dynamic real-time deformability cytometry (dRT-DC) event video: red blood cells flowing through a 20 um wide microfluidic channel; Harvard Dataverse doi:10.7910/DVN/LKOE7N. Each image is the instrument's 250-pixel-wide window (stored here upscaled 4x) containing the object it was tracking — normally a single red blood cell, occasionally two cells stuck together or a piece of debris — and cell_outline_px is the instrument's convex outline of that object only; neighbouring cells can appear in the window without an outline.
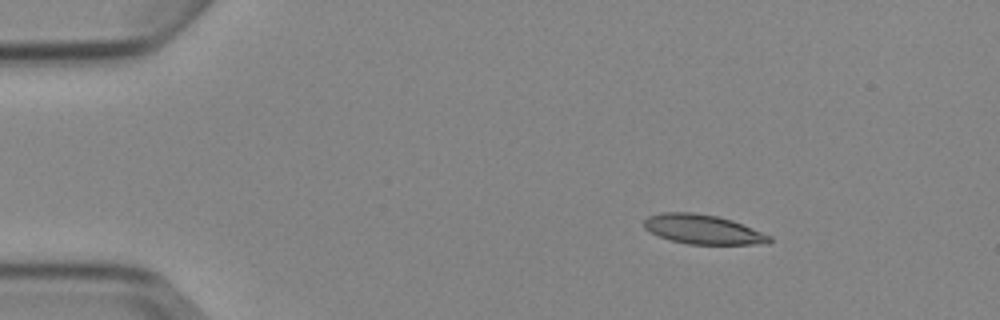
{"species": "Egyptian fruit bat (a non-hibernating species)", "species_latin": "Rousettus aegyptiacus", "temperature_condition": "cold", "stored_images_in_passage": 6, "camera_frame_rate_fps": 3000, "um_per_image_px": 0.085, "animal": {"sex": "female"}, "frame": {"image": 1, "passage_image": 3, "time_ms": 2.333, "image_size_px": [1000, 320], "cell_outline_px": [[772, 240], [768, 244], [688, 244], [672, 240], [660, 236], [644, 228], [644, 220], [648, 216], [660, 212], [692, 212], [716, 216], [732, 220], [772, 236]], "centroid_in_image_um": [59.76, 19.49], "position_along_channel_um": 25.2, "area_um2": 21.39}}
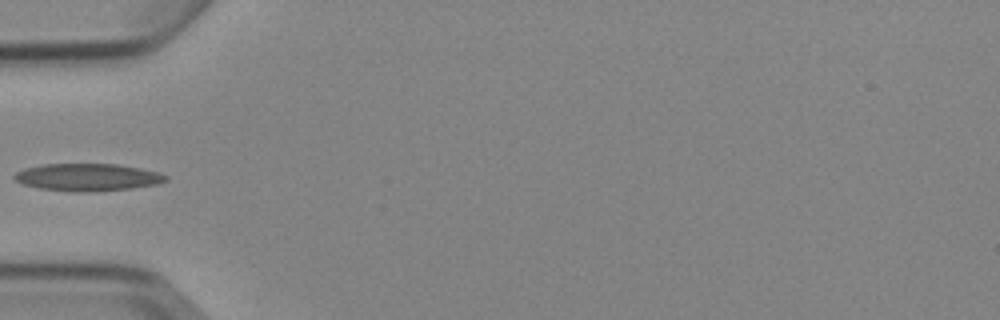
{"frame": {"image": 2, "passage_image": 6, "time_ms": 5.667, "image_size_px": [1000, 320], "cell_outline_px": [[168, 180], [156, 184], [132, 188], [92, 192], [72, 192], [40, 188], [24, 184], [16, 180], [12, 176], [16, 172], [24, 168], [44, 164], [116, 164], [140, 168], [156, 172], [168, 176]], "centroid_in_image_um": [7.43, 15.07], "position_along_channel_um": 77.6, "area_um2": 24.1}}